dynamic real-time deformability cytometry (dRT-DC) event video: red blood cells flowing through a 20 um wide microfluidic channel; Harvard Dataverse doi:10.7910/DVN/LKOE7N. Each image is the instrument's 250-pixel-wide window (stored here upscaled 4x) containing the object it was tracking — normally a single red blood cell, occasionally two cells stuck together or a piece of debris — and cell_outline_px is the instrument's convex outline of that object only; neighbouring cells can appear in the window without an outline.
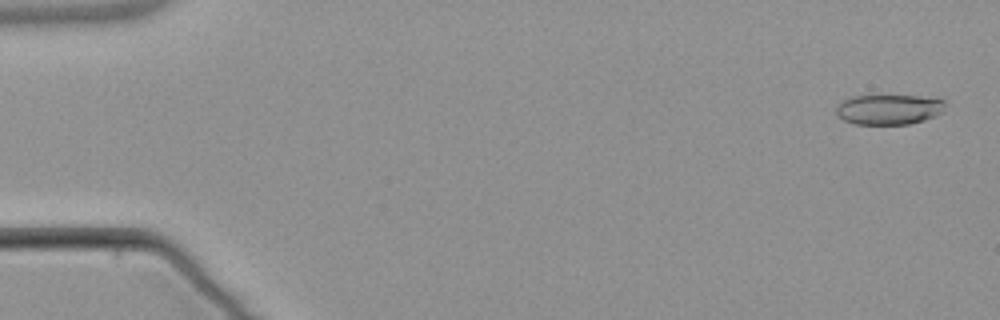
{"species": "common noctule bat (a hibernating species)", "species_latin": "Nyctalus noctula", "temperature_condition": "warm", "stored_images_in_passage": 5, "camera_frame_rate_fps": 3000, "um_per_image_px": 0.085, "animal": {"sex": "male", "body_mass_g": 21.5, "forearm_length_mm": 52.0}, "frame": {"image": 1, "passage_image": 1, "time_ms": 0.0, "image_size_px": [1000, 320], "cell_outline_px": [[944, 112], [924, 120], [908, 124], [856, 124], [844, 120], [836, 112], [836, 104], [852, 96], [920, 96], [944, 100]], "centroid_in_image_um": [75.55, 9.3], "position_along_channel_um": 9.4, "area_um2": 19.02}}
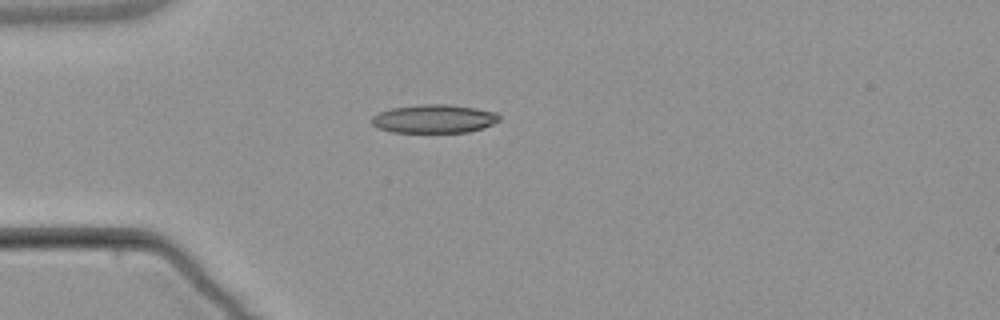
{"frame": {"image": 2, "passage_image": 4, "time_ms": 4.333, "image_size_px": [1000, 320], "cell_outline_px": [[500, 120], [484, 128], [468, 132], [392, 132], [380, 128], [372, 124], [372, 116], [380, 112], [392, 108], [420, 104], [448, 104], [476, 108], [496, 112], [500, 116]], "centroid_in_image_um": [36.93, 10.09], "position_along_channel_um": 48.1, "area_um2": 21.15}}